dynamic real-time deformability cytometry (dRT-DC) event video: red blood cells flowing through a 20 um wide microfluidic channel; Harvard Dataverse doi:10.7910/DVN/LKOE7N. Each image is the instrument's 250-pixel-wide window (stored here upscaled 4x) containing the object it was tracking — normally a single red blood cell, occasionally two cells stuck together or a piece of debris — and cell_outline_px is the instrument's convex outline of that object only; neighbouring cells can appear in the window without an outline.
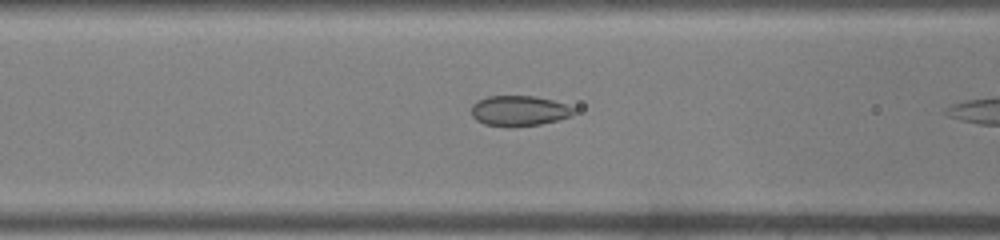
{"species": "common noctule bat (a hibernating species)", "species_latin": "Nyctalus noctula", "temperature_condition": "warm", "stored_images_in_passage": 24, "camera_frame_rate_fps": 3000, "um_per_image_px": 0.085, "animal": {"sex": "male", "body_mass_g": 19.0, "forearm_length_mm": 50.8}, "frame": {"image": 1, "passage_image": 6, "time_ms": 1.667, "image_size_px": [1000, 240], "cell_outline_px": [[576, 112], [572, 116], [540, 124], [484, 124], [476, 120], [472, 116], [472, 104], [476, 100], [488, 96], [536, 96], [552, 100], [564, 104], [572, 108]], "centroid_in_image_um": [44.11, 9.37], "position_along_channel_um": 122.5, "area_um2": 17.46}}
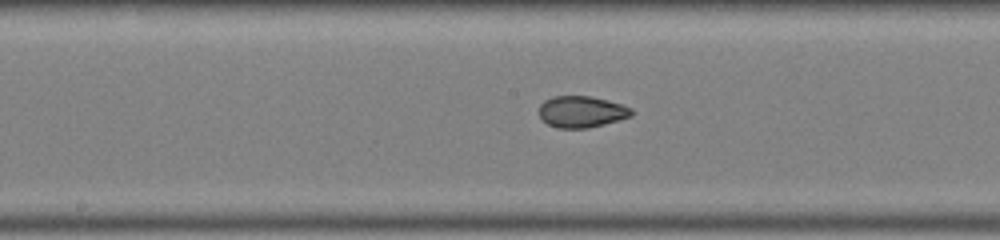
{"frame": {"image": 2, "passage_image": 11, "time_ms": 3.333, "image_size_px": [1000, 240], "cell_outline_px": [[632, 116], [620, 120], [588, 128], [556, 128], [548, 124], [540, 116], [540, 104], [544, 100], [552, 96], [592, 96], [608, 100], [632, 108]], "centroid_in_image_um": [49.44, 9.49], "position_along_channel_um": 198.8, "area_um2": 16.99}}
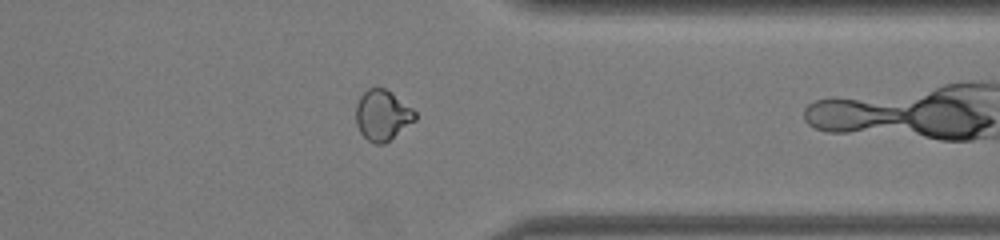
{"frame": {"image": 3, "passage_image": 23, "time_ms": 7.333, "image_size_px": [1000, 240], "cell_outline_px": [[416, 120], [384, 144], [376, 144], [368, 140], [360, 132], [356, 124], [356, 104], [360, 96], [368, 88], [384, 88], [392, 92], [412, 108], [416, 112]], "centroid_in_image_um": [32.5, 9.79], "position_along_channel_um": 378.9, "area_um2": 17.4}}